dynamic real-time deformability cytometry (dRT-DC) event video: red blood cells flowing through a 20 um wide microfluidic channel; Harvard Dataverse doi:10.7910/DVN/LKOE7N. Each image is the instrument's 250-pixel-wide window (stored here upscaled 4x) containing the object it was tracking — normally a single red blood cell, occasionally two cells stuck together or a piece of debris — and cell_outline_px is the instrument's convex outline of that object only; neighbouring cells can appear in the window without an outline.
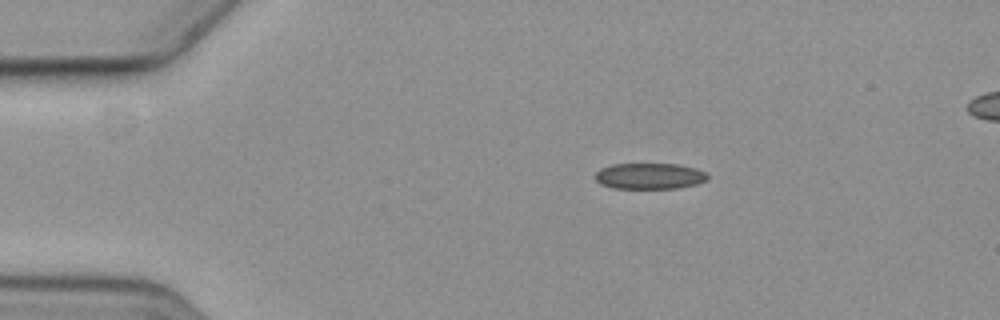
{"species": "common noctule bat (a hibernating species)", "species_latin": "Nyctalus noctula", "temperature_condition": "cold", "stored_images_in_passage": 4, "camera_frame_rate_fps": 3000, "um_per_image_px": 0.085, "animal": {"sex": "female", "body_mass_g": 19.3, "forearm_length_mm": 54.1}, "frame": {"image": 1, "passage_image": 1, "time_ms": 0.0, "image_size_px": [1000, 320], "cell_outline_px": [[708, 180], [696, 184], [676, 188], [612, 188], [600, 184], [596, 180], [596, 172], [600, 168], [612, 164], [680, 164], [696, 168], [708, 172]], "centroid_in_image_um": [55.24, 14.96], "position_along_channel_um": 29.8, "area_um2": 17.17}}
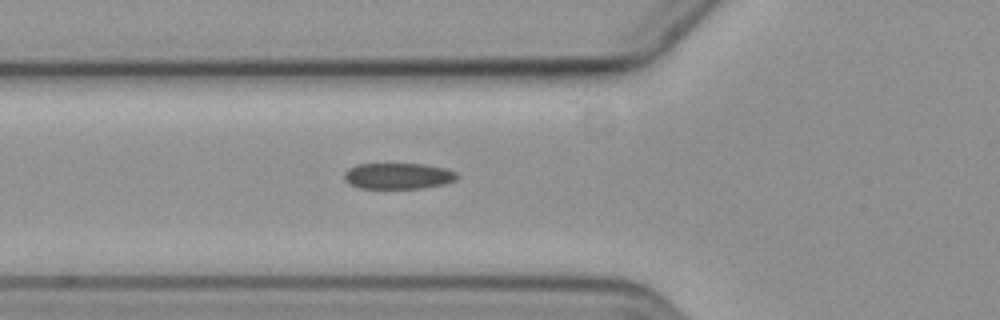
{"frame": {"image": 2, "passage_image": 4, "time_ms": 3.333, "image_size_px": [1000, 320], "cell_outline_px": [[456, 180], [444, 184], [424, 188], [360, 188], [348, 184], [344, 180], [344, 172], [348, 168], [356, 164], [424, 164], [444, 168], [456, 172]], "centroid_in_image_um": [33.79, 14.96], "position_along_channel_um": 92.0, "area_um2": 17.17}}